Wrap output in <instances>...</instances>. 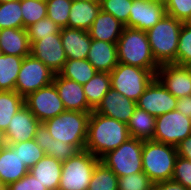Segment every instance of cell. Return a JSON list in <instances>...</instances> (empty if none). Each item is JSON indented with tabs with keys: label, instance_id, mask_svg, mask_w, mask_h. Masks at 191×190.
<instances>
[{
	"label": "cell",
	"instance_id": "cell-1",
	"mask_svg": "<svg viewBox=\"0 0 191 190\" xmlns=\"http://www.w3.org/2000/svg\"><path fill=\"white\" fill-rule=\"evenodd\" d=\"M130 138L126 123L107 117L94 111L88 122V134L85 149L97 158L115 150Z\"/></svg>",
	"mask_w": 191,
	"mask_h": 190
},
{
	"label": "cell",
	"instance_id": "cell-2",
	"mask_svg": "<svg viewBox=\"0 0 191 190\" xmlns=\"http://www.w3.org/2000/svg\"><path fill=\"white\" fill-rule=\"evenodd\" d=\"M118 62L151 70L155 75L160 65L155 61L146 31L124 28L117 42Z\"/></svg>",
	"mask_w": 191,
	"mask_h": 190
},
{
	"label": "cell",
	"instance_id": "cell-3",
	"mask_svg": "<svg viewBox=\"0 0 191 190\" xmlns=\"http://www.w3.org/2000/svg\"><path fill=\"white\" fill-rule=\"evenodd\" d=\"M183 22L165 15L146 31L152 55L159 64H177V47Z\"/></svg>",
	"mask_w": 191,
	"mask_h": 190
},
{
	"label": "cell",
	"instance_id": "cell-4",
	"mask_svg": "<svg viewBox=\"0 0 191 190\" xmlns=\"http://www.w3.org/2000/svg\"><path fill=\"white\" fill-rule=\"evenodd\" d=\"M90 115L91 112L65 110L43 124L54 140L71 144L80 151L85 149Z\"/></svg>",
	"mask_w": 191,
	"mask_h": 190
},
{
	"label": "cell",
	"instance_id": "cell-5",
	"mask_svg": "<svg viewBox=\"0 0 191 190\" xmlns=\"http://www.w3.org/2000/svg\"><path fill=\"white\" fill-rule=\"evenodd\" d=\"M177 156V148L173 145L153 140L144 141L143 172L153 183L171 180Z\"/></svg>",
	"mask_w": 191,
	"mask_h": 190
},
{
	"label": "cell",
	"instance_id": "cell-6",
	"mask_svg": "<svg viewBox=\"0 0 191 190\" xmlns=\"http://www.w3.org/2000/svg\"><path fill=\"white\" fill-rule=\"evenodd\" d=\"M99 161V158L86 149L63 161L58 190H88L94 168Z\"/></svg>",
	"mask_w": 191,
	"mask_h": 190
},
{
	"label": "cell",
	"instance_id": "cell-7",
	"mask_svg": "<svg viewBox=\"0 0 191 190\" xmlns=\"http://www.w3.org/2000/svg\"><path fill=\"white\" fill-rule=\"evenodd\" d=\"M155 77L151 70L118 62L110 72V83L111 88L137 102Z\"/></svg>",
	"mask_w": 191,
	"mask_h": 190
},
{
	"label": "cell",
	"instance_id": "cell-8",
	"mask_svg": "<svg viewBox=\"0 0 191 190\" xmlns=\"http://www.w3.org/2000/svg\"><path fill=\"white\" fill-rule=\"evenodd\" d=\"M143 144L144 141L130 137L118 148L102 156L100 162L110 168L118 178L143 172Z\"/></svg>",
	"mask_w": 191,
	"mask_h": 190
},
{
	"label": "cell",
	"instance_id": "cell-9",
	"mask_svg": "<svg viewBox=\"0 0 191 190\" xmlns=\"http://www.w3.org/2000/svg\"><path fill=\"white\" fill-rule=\"evenodd\" d=\"M55 73L31 54L24 57L17 77L15 91L22 97L53 83Z\"/></svg>",
	"mask_w": 191,
	"mask_h": 190
},
{
	"label": "cell",
	"instance_id": "cell-10",
	"mask_svg": "<svg viewBox=\"0 0 191 190\" xmlns=\"http://www.w3.org/2000/svg\"><path fill=\"white\" fill-rule=\"evenodd\" d=\"M191 135V118L172 110L156 117L153 141L177 146Z\"/></svg>",
	"mask_w": 191,
	"mask_h": 190
},
{
	"label": "cell",
	"instance_id": "cell-11",
	"mask_svg": "<svg viewBox=\"0 0 191 190\" xmlns=\"http://www.w3.org/2000/svg\"><path fill=\"white\" fill-rule=\"evenodd\" d=\"M24 105L41 123L65 111L54 83L28 94L24 98Z\"/></svg>",
	"mask_w": 191,
	"mask_h": 190
},
{
	"label": "cell",
	"instance_id": "cell-12",
	"mask_svg": "<svg viewBox=\"0 0 191 190\" xmlns=\"http://www.w3.org/2000/svg\"><path fill=\"white\" fill-rule=\"evenodd\" d=\"M177 100L155 77L140 96L137 107L157 117L175 110Z\"/></svg>",
	"mask_w": 191,
	"mask_h": 190
},
{
	"label": "cell",
	"instance_id": "cell-13",
	"mask_svg": "<svg viewBox=\"0 0 191 190\" xmlns=\"http://www.w3.org/2000/svg\"><path fill=\"white\" fill-rule=\"evenodd\" d=\"M156 78L177 99L191 95V67L175 63L162 64Z\"/></svg>",
	"mask_w": 191,
	"mask_h": 190
},
{
	"label": "cell",
	"instance_id": "cell-14",
	"mask_svg": "<svg viewBox=\"0 0 191 190\" xmlns=\"http://www.w3.org/2000/svg\"><path fill=\"white\" fill-rule=\"evenodd\" d=\"M30 54L42 61L52 72L58 74L67 61L59 34H50L31 44Z\"/></svg>",
	"mask_w": 191,
	"mask_h": 190
},
{
	"label": "cell",
	"instance_id": "cell-15",
	"mask_svg": "<svg viewBox=\"0 0 191 190\" xmlns=\"http://www.w3.org/2000/svg\"><path fill=\"white\" fill-rule=\"evenodd\" d=\"M166 15L165 3L153 0H133L126 27L147 31Z\"/></svg>",
	"mask_w": 191,
	"mask_h": 190
},
{
	"label": "cell",
	"instance_id": "cell-16",
	"mask_svg": "<svg viewBox=\"0 0 191 190\" xmlns=\"http://www.w3.org/2000/svg\"><path fill=\"white\" fill-rule=\"evenodd\" d=\"M136 107L137 102L110 88L93 111L127 124Z\"/></svg>",
	"mask_w": 191,
	"mask_h": 190
},
{
	"label": "cell",
	"instance_id": "cell-17",
	"mask_svg": "<svg viewBox=\"0 0 191 190\" xmlns=\"http://www.w3.org/2000/svg\"><path fill=\"white\" fill-rule=\"evenodd\" d=\"M40 123L33 113L23 105L13 116L7 130L4 132L6 144L34 139L36 129Z\"/></svg>",
	"mask_w": 191,
	"mask_h": 190
},
{
	"label": "cell",
	"instance_id": "cell-18",
	"mask_svg": "<svg viewBox=\"0 0 191 190\" xmlns=\"http://www.w3.org/2000/svg\"><path fill=\"white\" fill-rule=\"evenodd\" d=\"M53 83L58 90L65 110L80 112L93 111L87 103L83 85L74 80L61 77L59 74H55Z\"/></svg>",
	"mask_w": 191,
	"mask_h": 190
},
{
	"label": "cell",
	"instance_id": "cell-19",
	"mask_svg": "<svg viewBox=\"0 0 191 190\" xmlns=\"http://www.w3.org/2000/svg\"><path fill=\"white\" fill-rule=\"evenodd\" d=\"M60 36L67 60L87 59L91 46L88 31L66 27L61 28Z\"/></svg>",
	"mask_w": 191,
	"mask_h": 190
},
{
	"label": "cell",
	"instance_id": "cell-20",
	"mask_svg": "<svg viewBox=\"0 0 191 190\" xmlns=\"http://www.w3.org/2000/svg\"><path fill=\"white\" fill-rule=\"evenodd\" d=\"M87 60L98 72L110 73L118 65L117 43L91 39Z\"/></svg>",
	"mask_w": 191,
	"mask_h": 190
},
{
	"label": "cell",
	"instance_id": "cell-21",
	"mask_svg": "<svg viewBox=\"0 0 191 190\" xmlns=\"http://www.w3.org/2000/svg\"><path fill=\"white\" fill-rule=\"evenodd\" d=\"M125 25L110 13L100 10L88 30L91 39L117 43Z\"/></svg>",
	"mask_w": 191,
	"mask_h": 190
},
{
	"label": "cell",
	"instance_id": "cell-22",
	"mask_svg": "<svg viewBox=\"0 0 191 190\" xmlns=\"http://www.w3.org/2000/svg\"><path fill=\"white\" fill-rule=\"evenodd\" d=\"M28 172L11 145L6 144L0 149V180L5 186L20 180Z\"/></svg>",
	"mask_w": 191,
	"mask_h": 190
},
{
	"label": "cell",
	"instance_id": "cell-23",
	"mask_svg": "<svg viewBox=\"0 0 191 190\" xmlns=\"http://www.w3.org/2000/svg\"><path fill=\"white\" fill-rule=\"evenodd\" d=\"M30 42L25 28L0 30V49L3 54L26 57L30 55Z\"/></svg>",
	"mask_w": 191,
	"mask_h": 190
},
{
	"label": "cell",
	"instance_id": "cell-24",
	"mask_svg": "<svg viewBox=\"0 0 191 190\" xmlns=\"http://www.w3.org/2000/svg\"><path fill=\"white\" fill-rule=\"evenodd\" d=\"M62 172V161L45 155L30 170L38 181L46 187L47 190H58Z\"/></svg>",
	"mask_w": 191,
	"mask_h": 190
},
{
	"label": "cell",
	"instance_id": "cell-25",
	"mask_svg": "<svg viewBox=\"0 0 191 190\" xmlns=\"http://www.w3.org/2000/svg\"><path fill=\"white\" fill-rule=\"evenodd\" d=\"M100 10L99 0L72 2L68 27L88 31Z\"/></svg>",
	"mask_w": 191,
	"mask_h": 190
},
{
	"label": "cell",
	"instance_id": "cell-26",
	"mask_svg": "<svg viewBox=\"0 0 191 190\" xmlns=\"http://www.w3.org/2000/svg\"><path fill=\"white\" fill-rule=\"evenodd\" d=\"M127 126L130 137L142 141L152 140L155 133L156 117L144 109L136 107Z\"/></svg>",
	"mask_w": 191,
	"mask_h": 190
},
{
	"label": "cell",
	"instance_id": "cell-27",
	"mask_svg": "<svg viewBox=\"0 0 191 190\" xmlns=\"http://www.w3.org/2000/svg\"><path fill=\"white\" fill-rule=\"evenodd\" d=\"M23 57L2 54L0 57V91H15Z\"/></svg>",
	"mask_w": 191,
	"mask_h": 190
},
{
	"label": "cell",
	"instance_id": "cell-28",
	"mask_svg": "<svg viewBox=\"0 0 191 190\" xmlns=\"http://www.w3.org/2000/svg\"><path fill=\"white\" fill-rule=\"evenodd\" d=\"M110 88V73L97 72L83 85L88 105L94 110Z\"/></svg>",
	"mask_w": 191,
	"mask_h": 190
},
{
	"label": "cell",
	"instance_id": "cell-29",
	"mask_svg": "<svg viewBox=\"0 0 191 190\" xmlns=\"http://www.w3.org/2000/svg\"><path fill=\"white\" fill-rule=\"evenodd\" d=\"M98 71L89 63L87 59L67 60L63 68L58 73L61 77L74 80L75 82L84 85Z\"/></svg>",
	"mask_w": 191,
	"mask_h": 190
},
{
	"label": "cell",
	"instance_id": "cell-30",
	"mask_svg": "<svg viewBox=\"0 0 191 190\" xmlns=\"http://www.w3.org/2000/svg\"><path fill=\"white\" fill-rule=\"evenodd\" d=\"M24 105V97L16 91H0V130L5 132L13 116Z\"/></svg>",
	"mask_w": 191,
	"mask_h": 190
},
{
	"label": "cell",
	"instance_id": "cell-31",
	"mask_svg": "<svg viewBox=\"0 0 191 190\" xmlns=\"http://www.w3.org/2000/svg\"><path fill=\"white\" fill-rule=\"evenodd\" d=\"M118 176L102 162L94 168L88 190H118Z\"/></svg>",
	"mask_w": 191,
	"mask_h": 190
},
{
	"label": "cell",
	"instance_id": "cell-32",
	"mask_svg": "<svg viewBox=\"0 0 191 190\" xmlns=\"http://www.w3.org/2000/svg\"><path fill=\"white\" fill-rule=\"evenodd\" d=\"M23 28L21 0L0 3V30Z\"/></svg>",
	"mask_w": 191,
	"mask_h": 190
},
{
	"label": "cell",
	"instance_id": "cell-33",
	"mask_svg": "<svg viewBox=\"0 0 191 190\" xmlns=\"http://www.w3.org/2000/svg\"><path fill=\"white\" fill-rule=\"evenodd\" d=\"M9 145L18 153L19 158L28 170L45 156L44 151L34 139Z\"/></svg>",
	"mask_w": 191,
	"mask_h": 190
},
{
	"label": "cell",
	"instance_id": "cell-34",
	"mask_svg": "<svg viewBox=\"0 0 191 190\" xmlns=\"http://www.w3.org/2000/svg\"><path fill=\"white\" fill-rule=\"evenodd\" d=\"M46 0H21L23 28H27L47 17Z\"/></svg>",
	"mask_w": 191,
	"mask_h": 190
},
{
	"label": "cell",
	"instance_id": "cell-35",
	"mask_svg": "<svg viewBox=\"0 0 191 190\" xmlns=\"http://www.w3.org/2000/svg\"><path fill=\"white\" fill-rule=\"evenodd\" d=\"M47 17L59 27H68L69 13L72 0H46Z\"/></svg>",
	"mask_w": 191,
	"mask_h": 190
},
{
	"label": "cell",
	"instance_id": "cell-36",
	"mask_svg": "<svg viewBox=\"0 0 191 190\" xmlns=\"http://www.w3.org/2000/svg\"><path fill=\"white\" fill-rule=\"evenodd\" d=\"M30 45L43 37H47L50 34H59L61 27H59L50 18L45 17L38 22L32 24L26 28Z\"/></svg>",
	"mask_w": 191,
	"mask_h": 190
},
{
	"label": "cell",
	"instance_id": "cell-37",
	"mask_svg": "<svg viewBox=\"0 0 191 190\" xmlns=\"http://www.w3.org/2000/svg\"><path fill=\"white\" fill-rule=\"evenodd\" d=\"M133 0H100L101 10L110 13L122 24L128 23Z\"/></svg>",
	"mask_w": 191,
	"mask_h": 190
},
{
	"label": "cell",
	"instance_id": "cell-38",
	"mask_svg": "<svg viewBox=\"0 0 191 190\" xmlns=\"http://www.w3.org/2000/svg\"><path fill=\"white\" fill-rule=\"evenodd\" d=\"M153 182L144 172L119 177L118 190H153Z\"/></svg>",
	"mask_w": 191,
	"mask_h": 190
},
{
	"label": "cell",
	"instance_id": "cell-39",
	"mask_svg": "<svg viewBox=\"0 0 191 190\" xmlns=\"http://www.w3.org/2000/svg\"><path fill=\"white\" fill-rule=\"evenodd\" d=\"M177 64L191 66V27L184 24L179 34Z\"/></svg>",
	"mask_w": 191,
	"mask_h": 190
},
{
	"label": "cell",
	"instance_id": "cell-40",
	"mask_svg": "<svg viewBox=\"0 0 191 190\" xmlns=\"http://www.w3.org/2000/svg\"><path fill=\"white\" fill-rule=\"evenodd\" d=\"M172 180L182 184L185 188L191 190L190 160L177 156Z\"/></svg>",
	"mask_w": 191,
	"mask_h": 190
},
{
	"label": "cell",
	"instance_id": "cell-41",
	"mask_svg": "<svg viewBox=\"0 0 191 190\" xmlns=\"http://www.w3.org/2000/svg\"><path fill=\"white\" fill-rule=\"evenodd\" d=\"M166 14L184 22L191 13V0H165Z\"/></svg>",
	"mask_w": 191,
	"mask_h": 190
},
{
	"label": "cell",
	"instance_id": "cell-42",
	"mask_svg": "<svg viewBox=\"0 0 191 190\" xmlns=\"http://www.w3.org/2000/svg\"><path fill=\"white\" fill-rule=\"evenodd\" d=\"M78 151L79 150L71 144H66L58 140L50 139L49 151L45 155L52 156L53 158L63 162L71 158Z\"/></svg>",
	"mask_w": 191,
	"mask_h": 190
},
{
	"label": "cell",
	"instance_id": "cell-43",
	"mask_svg": "<svg viewBox=\"0 0 191 190\" xmlns=\"http://www.w3.org/2000/svg\"><path fill=\"white\" fill-rule=\"evenodd\" d=\"M6 190H47L31 173L6 186Z\"/></svg>",
	"mask_w": 191,
	"mask_h": 190
},
{
	"label": "cell",
	"instance_id": "cell-44",
	"mask_svg": "<svg viewBox=\"0 0 191 190\" xmlns=\"http://www.w3.org/2000/svg\"><path fill=\"white\" fill-rule=\"evenodd\" d=\"M50 139H53V138L48 132V129L43 123H40V125L36 129L34 141L44 151L45 154L49 151Z\"/></svg>",
	"mask_w": 191,
	"mask_h": 190
},
{
	"label": "cell",
	"instance_id": "cell-45",
	"mask_svg": "<svg viewBox=\"0 0 191 190\" xmlns=\"http://www.w3.org/2000/svg\"><path fill=\"white\" fill-rule=\"evenodd\" d=\"M153 190H190L182 184L171 180L161 181L153 184Z\"/></svg>",
	"mask_w": 191,
	"mask_h": 190
},
{
	"label": "cell",
	"instance_id": "cell-46",
	"mask_svg": "<svg viewBox=\"0 0 191 190\" xmlns=\"http://www.w3.org/2000/svg\"><path fill=\"white\" fill-rule=\"evenodd\" d=\"M176 148L178 156L191 161V135L182 140Z\"/></svg>",
	"mask_w": 191,
	"mask_h": 190
},
{
	"label": "cell",
	"instance_id": "cell-47",
	"mask_svg": "<svg viewBox=\"0 0 191 190\" xmlns=\"http://www.w3.org/2000/svg\"><path fill=\"white\" fill-rule=\"evenodd\" d=\"M176 110L186 117L191 118V95L179 98L177 100Z\"/></svg>",
	"mask_w": 191,
	"mask_h": 190
},
{
	"label": "cell",
	"instance_id": "cell-48",
	"mask_svg": "<svg viewBox=\"0 0 191 190\" xmlns=\"http://www.w3.org/2000/svg\"><path fill=\"white\" fill-rule=\"evenodd\" d=\"M6 145L5 134L0 130V149Z\"/></svg>",
	"mask_w": 191,
	"mask_h": 190
},
{
	"label": "cell",
	"instance_id": "cell-49",
	"mask_svg": "<svg viewBox=\"0 0 191 190\" xmlns=\"http://www.w3.org/2000/svg\"><path fill=\"white\" fill-rule=\"evenodd\" d=\"M184 25L186 26H190L191 27V13L189 14V16L185 19V21L183 22Z\"/></svg>",
	"mask_w": 191,
	"mask_h": 190
},
{
	"label": "cell",
	"instance_id": "cell-50",
	"mask_svg": "<svg viewBox=\"0 0 191 190\" xmlns=\"http://www.w3.org/2000/svg\"><path fill=\"white\" fill-rule=\"evenodd\" d=\"M0 190H6V186L0 180Z\"/></svg>",
	"mask_w": 191,
	"mask_h": 190
},
{
	"label": "cell",
	"instance_id": "cell-51",
	"mask_svg": "<svg viewBox=\"0 0 191 190\" xmlns=\"http://www.w3.org/2000/svg\"><path fill=\"white\" fill-rule=\"evenodd\" d=\"M11 1H16V0H0V3H6V2H11Z\"/></svg>",
	"mask_w": 191,
	"mask_h": 190
},
{
	"label": "cell",
	"instance_id": "cell-52",
	"mask_svg": "<svg viewBox=\"0 0 191 190\" xmlns=\"http://www.w3.org/2000/svg\"><path fill=\"white\" fill-rule=\"evenodd\" d=\"M78 1H96V0H72V2H78Z\"/></svg>",
	"mask_w": 191,
	"mask_h": 190
},
{
	"label": "cell",
	"instance_id": "cell-53",
	"mask_svg": "<svg viewBox=\"0 0 191 190\" xmlns=\"http://www.w3.org/2000/svg\"><path fill=\"white\" fill-rule=\"evenodd\" d=\"M153 1H160V2H165V0H153Z\"/></svg>",
	"mask_w": 191,
	"mask_h": 190
}]
</instances>
